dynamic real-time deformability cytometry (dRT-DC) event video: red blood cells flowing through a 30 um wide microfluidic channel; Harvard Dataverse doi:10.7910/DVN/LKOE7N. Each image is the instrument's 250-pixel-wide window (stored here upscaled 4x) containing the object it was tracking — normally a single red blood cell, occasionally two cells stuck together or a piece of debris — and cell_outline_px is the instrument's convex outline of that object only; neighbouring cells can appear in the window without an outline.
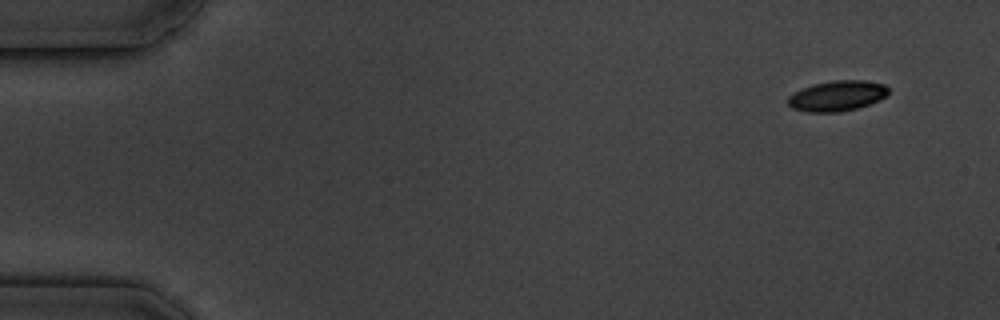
{"species": "common noctule bat (a hibernating species)", "species_latin": "Nyctalus noctula", "temperature_condition": "cold", "stored_images_in_passage": 5, "camera_frame_rate_fps": 3000, "um_per_image_px": 0.085, "animal": {"sex": "male", "body_mass_g": 19.5, "forearm_length_mm": 54.6}, "frame": {"image": 1, "passage_image": 1, "time_ms": 0.0, "image_size_px": [1000, 320], "cell_outline_px": [[888, 96], [880, 100], [856, 108], [840, 112], [804, 112], [792, 108], [788, 104], [788, 96], [792, 92], [800, 88], [812, 84], [832, 80], [864, 80], [884, 84], [888, 88]], "centroid_in_image_um": [71.13, 8.14], "position_along_channel_um": 13.9, "area_um2": 18.09}}
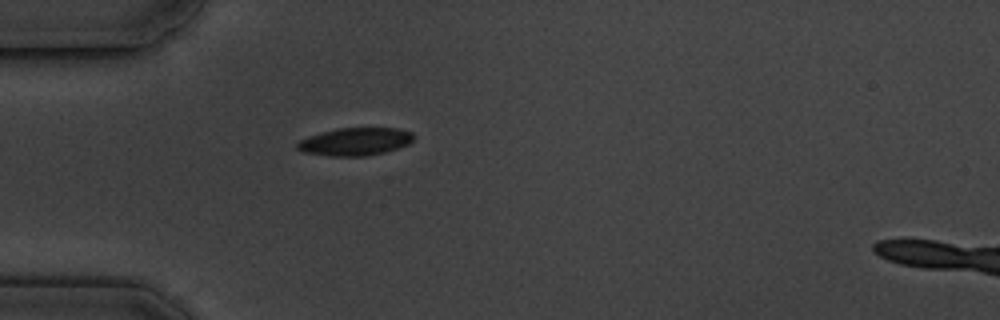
{"frame": {"image": 2, "passage_image": 5, "time_ms": 4.333, "image_size_px": [1000, 320], "cell_outline_px": [[412, 140], [408, 144], [384, 152], [364, 156], [332, 156], [304, 152], [296, 148], [296, 144], [300, 140], [336, 128], [396, 128], [412, 132]], "centroid_in_image_um": [30.19, 12.04], "position_along_channel_um": 54.8, "area_um2": 18.44}}